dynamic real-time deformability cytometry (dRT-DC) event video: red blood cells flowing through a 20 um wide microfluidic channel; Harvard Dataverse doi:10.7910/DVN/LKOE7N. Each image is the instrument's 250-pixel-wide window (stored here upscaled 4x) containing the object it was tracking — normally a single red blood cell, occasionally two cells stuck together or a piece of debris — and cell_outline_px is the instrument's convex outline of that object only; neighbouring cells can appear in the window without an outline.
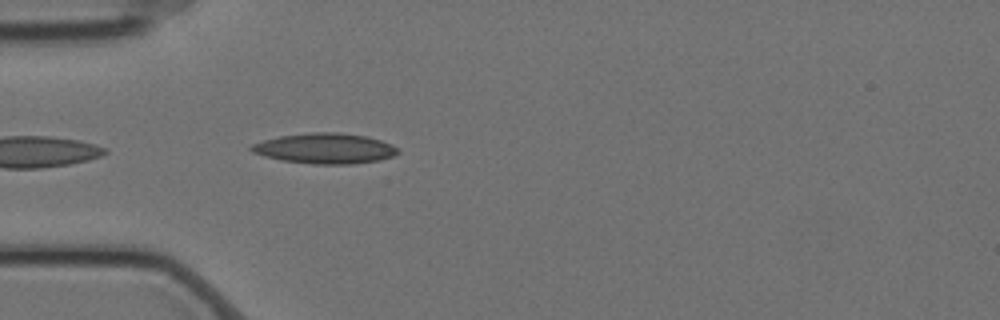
{"species": "Egyptian fruit bat (a non-hibernating species)", "species_latin": "Rousettus aegyptiacus", "temperature_condition": "cold", "stored_images_in_passage": 18, "camera_frame_rate_fps": 3000, "um_per_image_px": 0.085, "animal": {"sex": "female"}, "frame": {"image": 1, "passage_image": 3, "time_ms": 0.667, "image_size_px": [1000, 320], "cell_outline_px": [[400, 152], [392, 156], [380, 160], [352, 164], [312, 164], [280, 160], [264, 156], [252, 152], [248, 148], [252, 144], [264, 140], [280, 136], [312, 132], [340, 132], [368, 136], [392, 144], [400, 148]], "centroid_in_image_um": [27.65, 12.61], "position_along_channel_um": 57.4, "area_um2": 26.18}}